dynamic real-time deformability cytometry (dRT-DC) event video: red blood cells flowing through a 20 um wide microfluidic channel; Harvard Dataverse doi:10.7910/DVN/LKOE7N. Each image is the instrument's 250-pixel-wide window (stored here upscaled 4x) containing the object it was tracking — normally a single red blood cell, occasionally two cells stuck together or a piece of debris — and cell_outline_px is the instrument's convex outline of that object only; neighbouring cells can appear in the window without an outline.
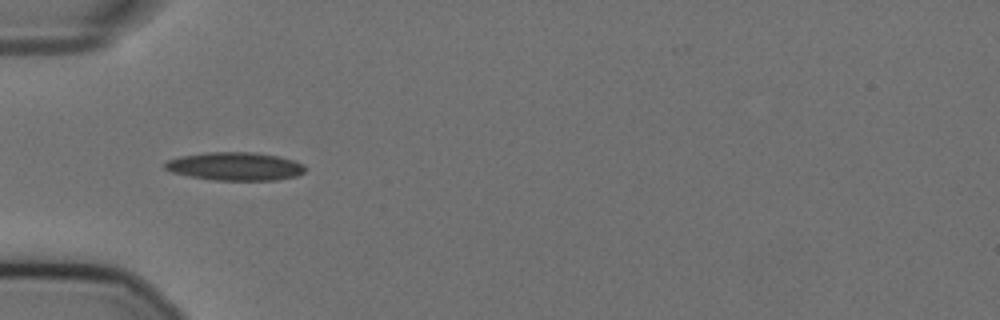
{"species": "Egyptian fruit bat (a non-hibernating species)", "species_latin": "Rousettus aegyptiacus", "temperature_condition": "cold", "stored_images_in_passage": 36, "camera_frame_rate_fps": 3000, "um_per_image_px": 0.085, "animal": {"sex": "female"}, "frame": {"image": 1, "passage_image": 1, "time_ms": 0.0, "image_size_px": [1000, 320], "cell_outline_px": [[304, 172], [296, 176], [276, 180], [216, 180], [188, 176], [172, 172], [164, 168], [164, 164], [168, 160], [180, 156], [204, 152], [252, 152], [276, 156], [292, 160], [304, 164]], "centroid_in_image_um": [19.95, 14.14], "position_along_channel_um": 65.0, "area_um2": 22.95}}
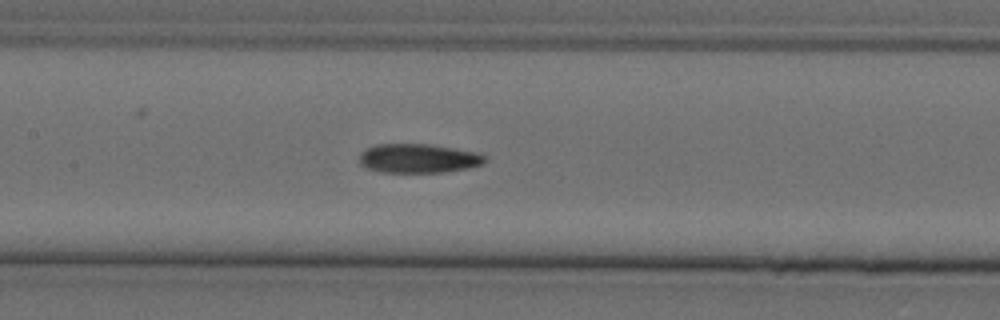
{"frame": {"image": 2, "passage_image": 10, "time_ms": 3.0, "image_size_px": [1000, 320], "cell_outline_px": [[484, 164], [468, 168], [444, 172], [380, 172], [364, 168], [360, 164], [360, 152], [376, 144], [428, 144], [476, 152], [484, 156]], "centroid_in_image_um": [35.51, 13.47], "position_along_channel_um": 171.9, "area_um2": 21.21}}
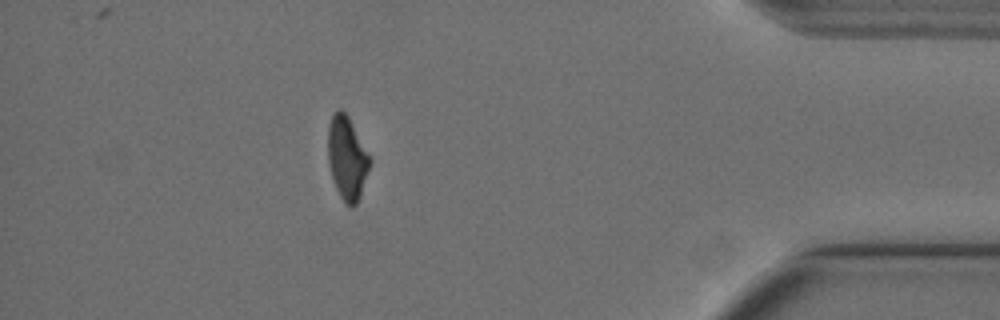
{"frame": {"image": 3, "passage_image": 33, "time_ms": 10.667, "image_size_px": [1000, 320], "cell_outline_px": [[372, 160], [360, 196], [356, 204], [352, 208], [344, 204], [336, 188], [332, 176], [328, 160], [328, 124], [332, 112], [336, 108], [340, 108], [348, 116], [372, 156]], "centroid_in_image_um": [29.51, 13.4], "position_along_channel_um": 405.7, "area_um2": 20.75}}